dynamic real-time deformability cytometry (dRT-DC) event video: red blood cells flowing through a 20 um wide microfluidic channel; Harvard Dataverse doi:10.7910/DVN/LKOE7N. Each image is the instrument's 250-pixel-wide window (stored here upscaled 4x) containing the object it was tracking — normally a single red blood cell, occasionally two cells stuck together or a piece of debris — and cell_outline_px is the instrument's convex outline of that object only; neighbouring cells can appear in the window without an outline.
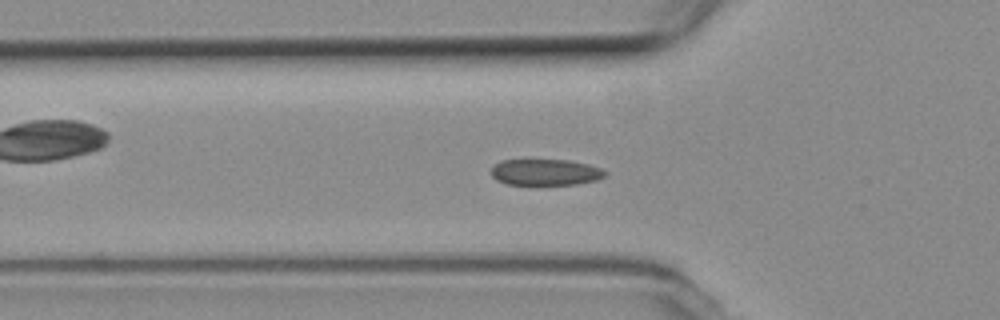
{"species": "common noctule bat (a hibernating species)", "species_latin": "Nyctalus noctula", "temperature_condition": "room temperature", "stored_images_in_passage": 54, "camera_frame_rate_fps": 3000, "um_per_image_px": 0.085, "animal": {"sex": "female", "body_mass_g": 19.3, "forearm_length_mm": 54.1}, "frame": {"image": 1, "passage_image": 17, "time_ms": 5.333, "image_size_px": [1000, 320], "cell_outline_px": [[608, 176], [596, 180], [576, 184], [536, 188], [508, 184], [496, 180], [488, 172], [500, 160], [568, 160], [588, 164], [600, 168], [608, 172]], "centroid_in_image_um": [46.34, 14.69], "position_along_channel_um": 79.5, "area_um2": 18.44}}
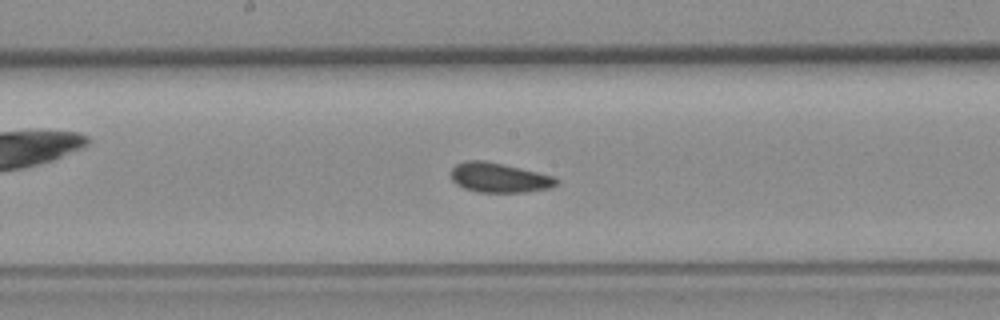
{"frame": {"image": 2, "passage_image": 27, "time_ms": 8.667, "image_size_px": [1000, 320], "cell_outline_px": [[560, 184], [552, 188], [524, 192], [476, 192], [464, 188], [456, 184], [452, 180], [452, 168], [456, 164], [468, 160], [484, 160], [536, 172], [552, 176], [560, 180]], "centroid_in_image_um": [42.45, 15.11], "position_along_channel_um": 205.8, "area_um2": 18.15}}
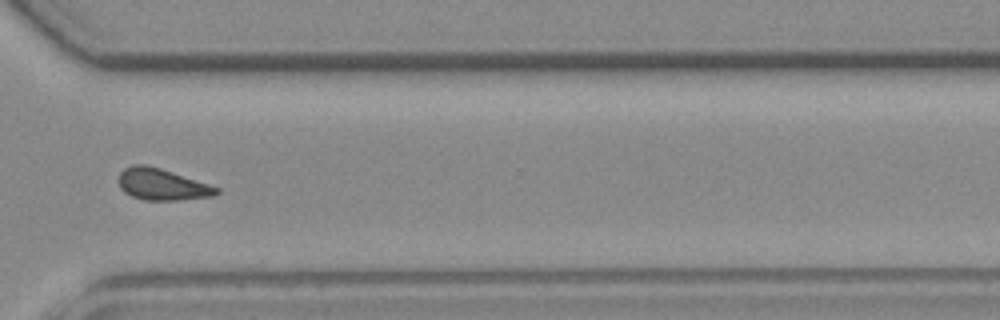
{"frame": {"image": 3, "passage_image": 39, "time_ms": 12.667, "image_size_px": [1000, 320], "cell_outline_px": [[220, 192], [212, 196], [180, 200], [144, 200], [132, 196], [124, 192], [120, 188], [116, 180], [120, 172], [124, 168], [136, 164], [144, 164], [160, 168], [220, 188]], "centroid_in_image_um": [13.72, 15.68], "position_along_channel_um": 356.9, "area_um2": 17.98}, "authors_computed_cell_mechanics": {"area_um2": 18.0336, "velocity_mm_per_s": 3.7776, "shape_relaxation_time_tau1_ms": null, "shape_relaxation_time_tau2_ms": 1.5321, "deformation_change_tau1": null, "deformation_change_tau2": 0.063}}